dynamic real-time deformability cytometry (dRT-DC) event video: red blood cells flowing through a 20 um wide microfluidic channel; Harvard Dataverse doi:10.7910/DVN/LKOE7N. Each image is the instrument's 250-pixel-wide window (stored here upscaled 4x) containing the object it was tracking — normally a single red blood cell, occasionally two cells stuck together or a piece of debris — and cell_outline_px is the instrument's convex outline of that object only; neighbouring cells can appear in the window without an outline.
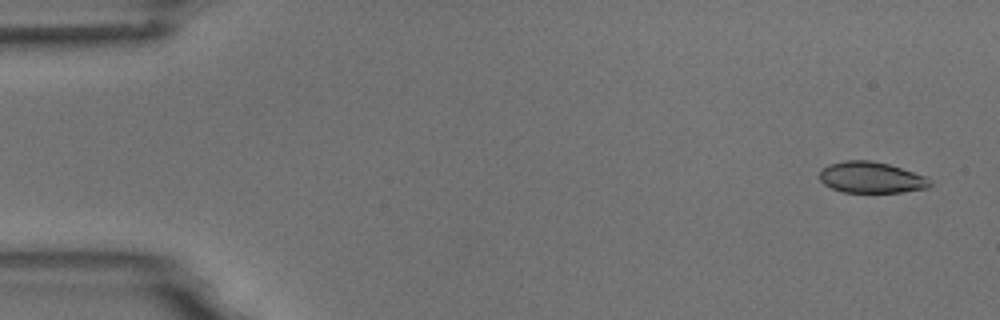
{"species": "common noctule bat (a hibernating species)", "species_latin": "Nyctalus noctula", "temperature_condition": "room temperature", "stored_images_in_passage": 4, "camera_frame_rate_fps": 3000, "um_per_image_px": 0.085, "animal": {"sex": "male", "body_mass_g": 18.8}, "frame": {"image": 1, "passage_image": 1, "time_ms": 0.0, "image_size_px": [1000, 320], "cell_outline_px": [[932, 184], [928, 188], [900, 192], [844, 192], [832, 188], [824, 184], [820, 180], [820, 172], [828, 164], [844, 160], [872, 160], [888, 164], [924, 176], [932, 180]], "centroid_in_image_um": [74.05, 15.08], "position_along_channel_um": 11.0, "area_um2": 19.94}}
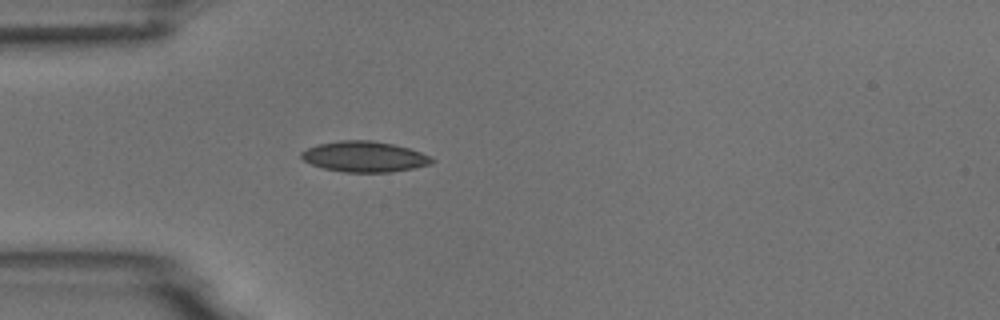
{"frame": {"image": 2, "passage_image": 4, "time_ms": 4.333, "image_size_px": [1000, 320], "cell_outline_px": [[436, 160], [432, 164], [416, 168], [392, 172], [344, 172], [324, 168], [312, 164], [304, 160], [300, 156], [300, 152], [308, 148], [320, 144], [340, 140], [372, 140], [392, 144], [408, 148], [432, 156]], "centroid_in_image_um": [31.03, 13.32], "position_along_channel_um": 54.0, "area_um2": 23.35}}